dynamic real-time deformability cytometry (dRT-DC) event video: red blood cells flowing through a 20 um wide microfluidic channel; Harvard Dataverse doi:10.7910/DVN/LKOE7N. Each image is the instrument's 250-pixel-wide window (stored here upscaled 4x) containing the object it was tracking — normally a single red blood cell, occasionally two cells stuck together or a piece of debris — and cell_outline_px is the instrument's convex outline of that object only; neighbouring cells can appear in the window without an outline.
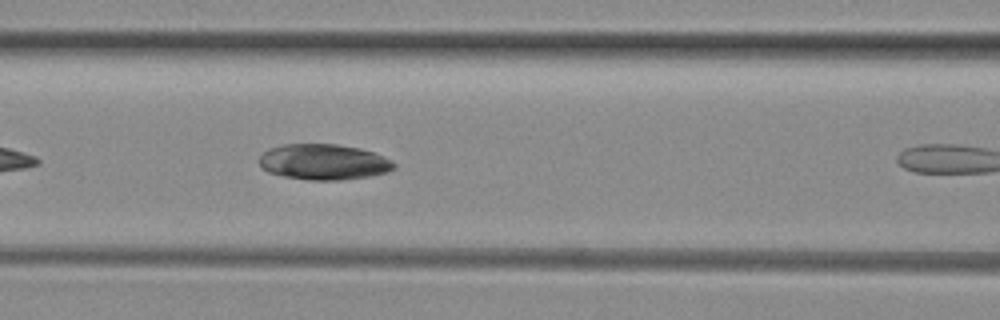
{"species": "common noctule bat (a hibernating species)", "species_latin": "Nyctalus noctula", "temperature_condition": "room temperature", "stored_images_in_passage": 7, "camera_frame_rate_fps": 3000, "um_per_image_px": 0.085, "animal": {"sex": "female", "body_mass_g": 29.2, "forearm_length_mm": 56.3}, "frame": {"image": 1, "passage_image": 6, "time_ms": 1.667, "image_size_px": [1000, 320], "cell_outline_px": [[396, 168], [388, 172], [368, 176], [340, 180], [308, 180], [284, 176], [268, 172], [260, 168], [256, 160], [268, 148], [284, 144], [336, 144], [360, 148], [376, 152], [392, 160], [396, 164]], "centroid_in_image_um": [27.5, 13.76], "position_along_channel_um": 139.1, "area_um2": 28.44}}